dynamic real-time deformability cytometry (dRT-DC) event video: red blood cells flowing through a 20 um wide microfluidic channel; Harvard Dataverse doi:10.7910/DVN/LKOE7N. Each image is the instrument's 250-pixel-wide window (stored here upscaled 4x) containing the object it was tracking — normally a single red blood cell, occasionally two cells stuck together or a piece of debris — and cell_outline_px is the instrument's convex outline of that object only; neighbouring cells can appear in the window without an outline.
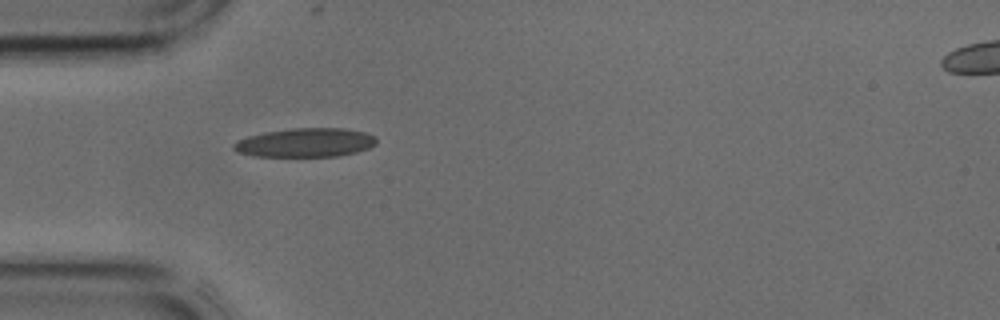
{"species": "common noctule bat (a hibernating species)", "species_latin": "Nyctalus noctula", "temperature_condition": "cold", "stored_images_in_passage": 28, "camera_frame_rate_fps": 3000, "um_per_image_px": 0.085, "animal": {"sex": "male", "body_mass_g": 17.9, "forearm_length_mm": 54.2}, "frame": {"image": 1, "passage_image": 1, "time_ms": 0.0, "image_size_px": [1000, 320], "cell_outline_px": [[376, 144], [368, 148], [356, 152], [340, 156], [252, 156], [236, 152], [232, 148], [232, 144], [236, 140], [248, 136], [264, 132], [292, 128], [344, 128], [364, 132], [376, 136]], "centroid_in_image_um": [25.93, 12.12], "position_along_channel_um": 59.1, "area_um2": 24.22}}
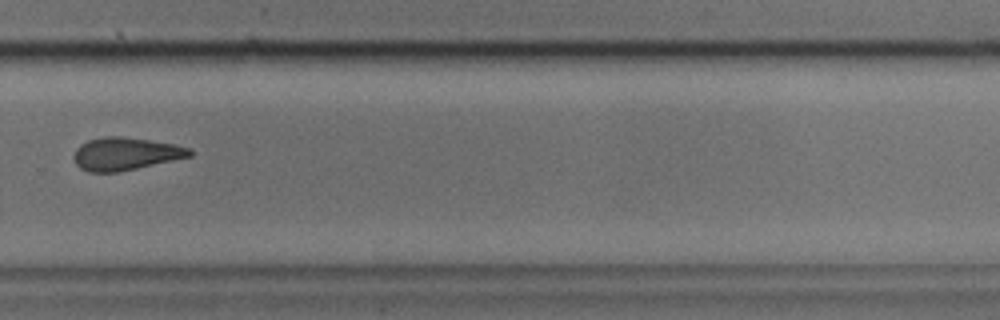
{"frame": {"image": 2, "passage_image": 18, "time_ms": 5.667, "image_size_px": [1000, 320], "cell_outline_px": [[192, 156], [136, 168], [116, 172], [88, 172], [80, 168], [76, 164], [72, 156], [76, 148], [80, 144], [88, 140], [104, 136], [120, 136], [148, 140], [172, 144], [192, 148]], "centroid_in_image_um": [10.62, 13.07], "position_along_channel_um": 319.2, "area_um2": 22.02}}
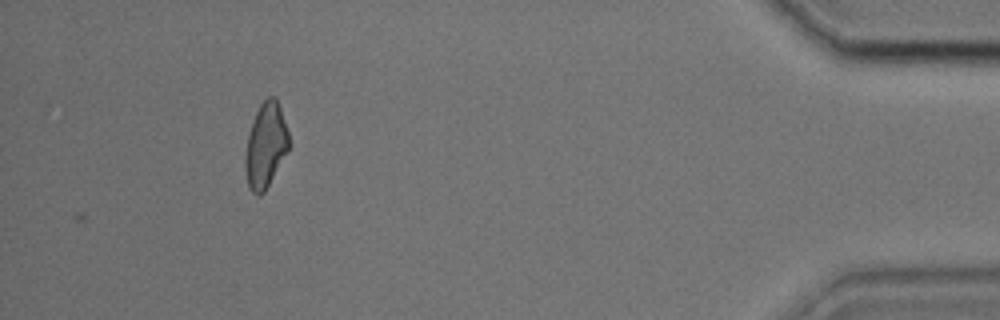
{"frame": {"image": 3, "passage_image": 28, "time_ms": 9.0, "image_size_px": [1000, 320], "cell_outline_px": [[288, 152], [264, 192], [260, 196], [256, 196], [248, 188], [244, 168], [244, 160], [248, 136], [256, 112], [260, 104], [268, 96], [276, 96], [288, 132]], "centroid_in_image_um": [22.56, 12.4], "position_along_channel_um": 412.6, "area_um2": 21.56}}